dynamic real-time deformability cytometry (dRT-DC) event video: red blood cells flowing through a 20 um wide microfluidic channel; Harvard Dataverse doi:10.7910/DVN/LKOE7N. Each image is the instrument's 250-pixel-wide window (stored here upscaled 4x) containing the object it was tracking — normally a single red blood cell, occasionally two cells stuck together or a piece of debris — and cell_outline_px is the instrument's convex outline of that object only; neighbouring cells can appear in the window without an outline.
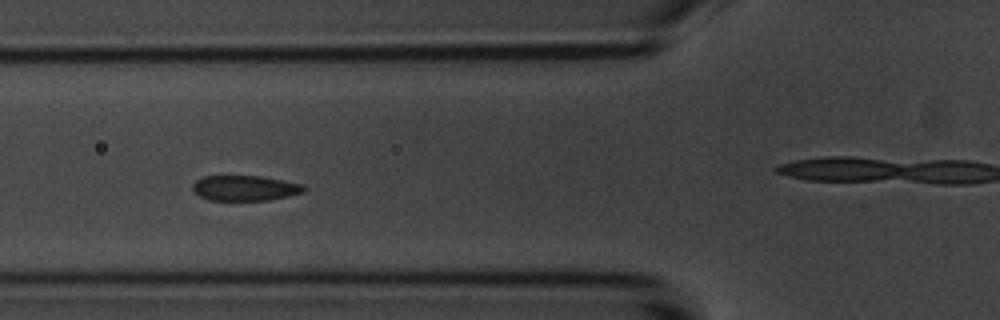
{"species": "common noctule bat (a hibernating species)", "species_latin": "Nyctalus noctula", "temperature_condition": "room temperature", "stored_images_in_passage": 7, "camera_frame_rate_fps": 3000, "um_per_image_px": 0.085, "animal": {"sex": "male", "body_mass_g": 20.1, "forearm_length_mm": 53.5}, "frame": {"image": 1, "passage_image": 5, "time_ms": 4.667, "image_size_px": [1000, 320], "cell_outline_px": [[308, 188], [304, 192], [288, 196], [268, 200], [208, 200], [200, 196], [192, 188], [192, 184], [196, 180], [204, 176], [260, 176], [304, 184]], "centroid_in_image_um": [20.85, 15.98], "position_along_channel_um": 105.0, "area_um2": 16.42}}
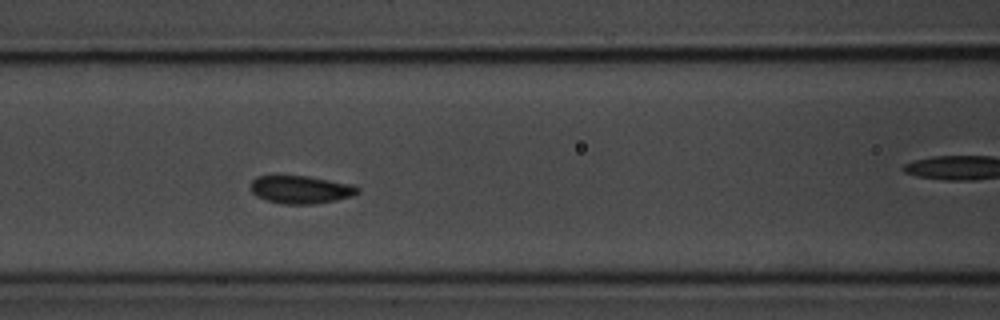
{"frame": {"image": 2, "passage_image": 6, "time_ms": 5.667, "image_size_px": [1000, 320], "cell_outline_px": [[360, 192], [352, 196], [336, 200], [312, 204], [284, 204], [268, 200], [256, 196], [248, 188], [252, 180], [256, 176], [276, 172], [308, 176], [356, 184], [360, 188]], "centroid_in_image_um": [25.52, 16.05], "position_along_channel_um": 141.1, "area_um2": 18.38}}